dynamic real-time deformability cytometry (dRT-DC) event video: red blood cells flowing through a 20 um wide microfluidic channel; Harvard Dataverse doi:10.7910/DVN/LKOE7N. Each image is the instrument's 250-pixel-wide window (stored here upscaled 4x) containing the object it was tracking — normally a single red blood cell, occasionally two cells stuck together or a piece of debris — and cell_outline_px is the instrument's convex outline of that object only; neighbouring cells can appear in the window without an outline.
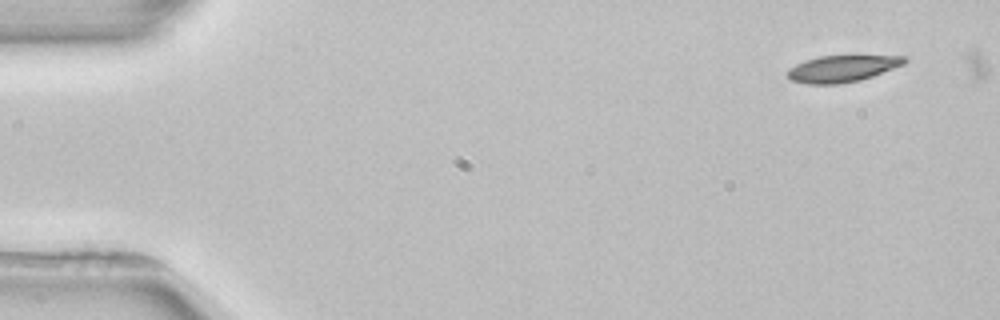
{"species": "common noctule bat (a hibernating species)", "species_latin": "Nyctalus noctula", "temperature_condition": "room temperature", "stored_images_in_passage": 4, "camera_frame_rate_fps": 3000, "um_per_image_px": 0.085, "animal": {"sex": "female", "body_mass_g": 22.7, "forearm_length_mm": 54.2}, "frame": {"image": 1, "passage_image": 1, "time_ms": 0.0, "image_size_px": [1000, 320], "cell_outline_px": [[908, 60], [904, 64], [872, 76], [860, 80], [840, 84], [808, 84], [792, 80], [784, 72], [788, 68], [796, 64], [820, 56], [904, 56]], "centroid_in_image_um": [71.56, 5.84], "position_along_channel_um": 13.4, "area_um2": 17.98}}
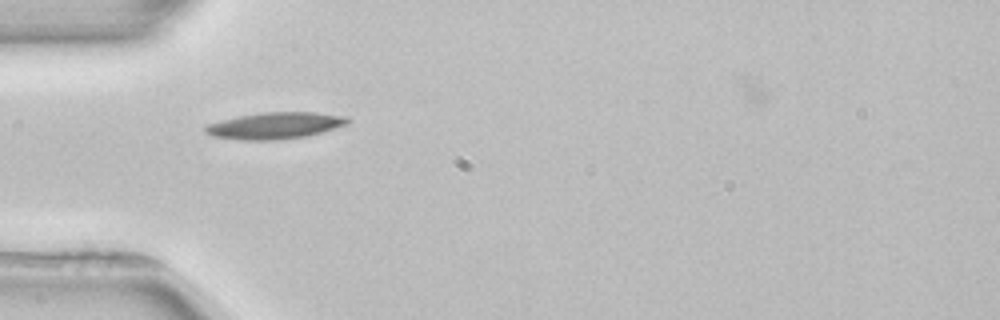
{"frame": {"image": 2, "passage_image": 4, "time_ms": 4.333, "image_size_px": [1000, 320], "cell_outline_px": [[348, 124], [336, 128], [308, 136], [276, 140], [244, 140], [212, 136], [204, 132], [204, 128], [208, 124], [220, 120], [260, 112], [316, 112], [348, 116]], "centroid_in_image_um": [23.4, 10.67], "position_along_channel_um": 61.6, "area_um2": 22.14}}